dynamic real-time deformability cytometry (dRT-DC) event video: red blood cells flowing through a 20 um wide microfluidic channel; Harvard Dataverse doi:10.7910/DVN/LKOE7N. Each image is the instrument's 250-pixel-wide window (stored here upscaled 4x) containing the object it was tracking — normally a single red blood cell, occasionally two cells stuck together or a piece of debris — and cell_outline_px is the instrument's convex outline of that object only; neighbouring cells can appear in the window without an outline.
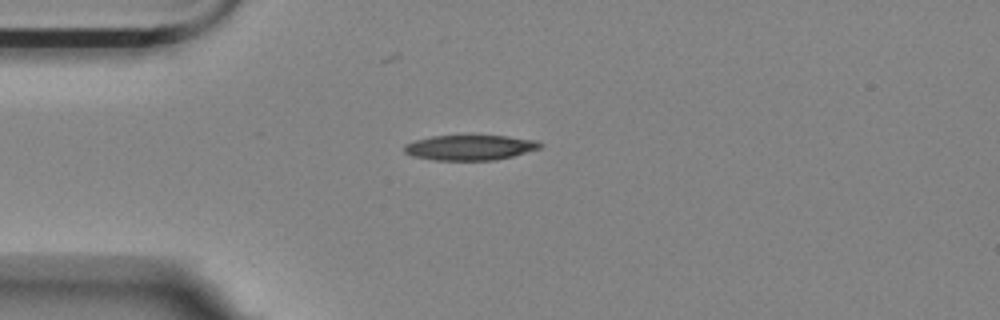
{"species": "Egyptian fruit bat (a non-hibernating species)", "species_latin": "Rousettus aegyptiacus", "temperature_condition": "room temperature", "stored_images_in_passage": 44, "camera_frame_rate_fps": 3000, "um_per_image_px": 0.085, "animal": {"sex": "female"}, "frame": {"image": 1, "passage_image": 1, "time_ms": 0.0, "image_size_px": [1000, 320], "cell_outline_px": [[544, 144], [540, 148], [512, 156], [492, 160], [436, 160], [412, 156], [404, 152], [404, 144], [416, 140], [432, 136], [508, 136], [536, 140]], "centroid_in_image_um": [39.94, 12.54], "position_along_channel_um": 45.1, "area_um2": 19.77}}
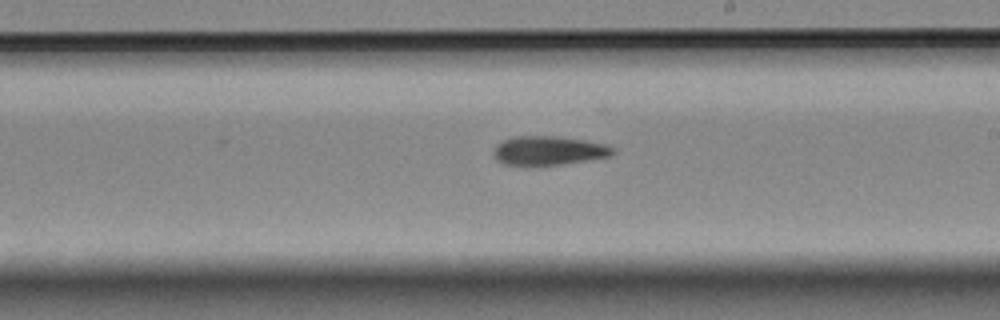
{"frame": {"image": 2, "passage_image": 19, "time_ms": 6.0, "image_size_px": [1000, 320], "cell_outline_px": [[616, 152], [612, 156], [560, 164], [532, 168], [504, 164], [496, 160], [492, 152], [496, 144], [504, 140], [516, 136], [552, 136], [584, 140], [604, 144], [612, 148]], "centroid_in_image_um": [46.56, 12.84], "position_along_channel_um": 242.4, "area_um2": 20.58}}
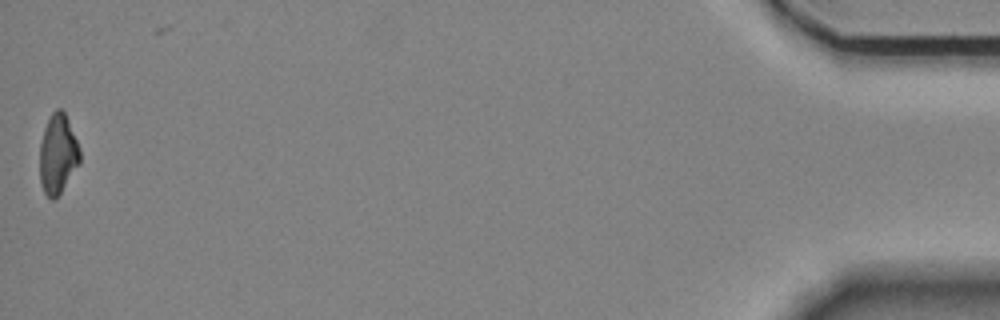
{"frame": {"image": 3, "passage_image": 43, "time_ms": 14.0, "image_size_px": [1000, 320], "cell_outline_px": [[80, 164], [60, 192], [52, 200], [44, 192], [40, 180], [40, 144], [44, 128], [52, 112], [56, 108], [60, 108], [64, 112], [68, 120], [80, 148]], "centroid_in_image_um": [4.92, 13.08], "position_along_channel_um": 430.3, "area_um2": 18.44}}